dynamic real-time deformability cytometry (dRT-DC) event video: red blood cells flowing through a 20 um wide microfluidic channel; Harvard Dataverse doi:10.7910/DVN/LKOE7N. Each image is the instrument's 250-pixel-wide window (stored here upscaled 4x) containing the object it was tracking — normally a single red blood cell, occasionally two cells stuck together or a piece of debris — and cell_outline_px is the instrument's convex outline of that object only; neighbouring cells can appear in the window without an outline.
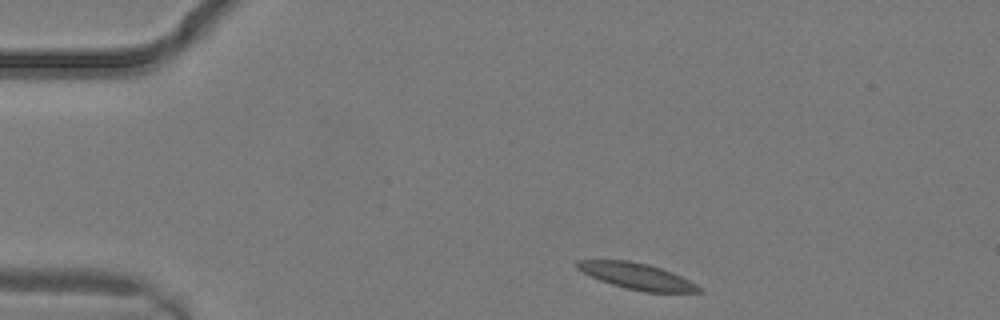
{"species": "common noctule bat (a hibernating species)", "species_latin": "Nyctalus noctula", "temperature_condition": "warm", "stored_images_in_passage": 1, "camera_frame_rate_fps": 3000, "um_per_image_px": 0.085, "animal": {"sex": "male", "body_mass_g": 19.2, "forearm_length_mm": 51.8}, "frame": {"image": 1, "passage_image": 1, "time_ms": 0.0, "image_size_px": [1000, 320], "cell_outline_px": [[704, 292], [644, 292], [612, 284], [600, 280], [580, 272], [576, 268], [576, 260], [628, 260], [648, 264], [672, 272], [704, 288]], "centroid_in_image_um": [54.13, 23.47], "position_along_channel_um": 30.9, "area_um2": 18.55}}